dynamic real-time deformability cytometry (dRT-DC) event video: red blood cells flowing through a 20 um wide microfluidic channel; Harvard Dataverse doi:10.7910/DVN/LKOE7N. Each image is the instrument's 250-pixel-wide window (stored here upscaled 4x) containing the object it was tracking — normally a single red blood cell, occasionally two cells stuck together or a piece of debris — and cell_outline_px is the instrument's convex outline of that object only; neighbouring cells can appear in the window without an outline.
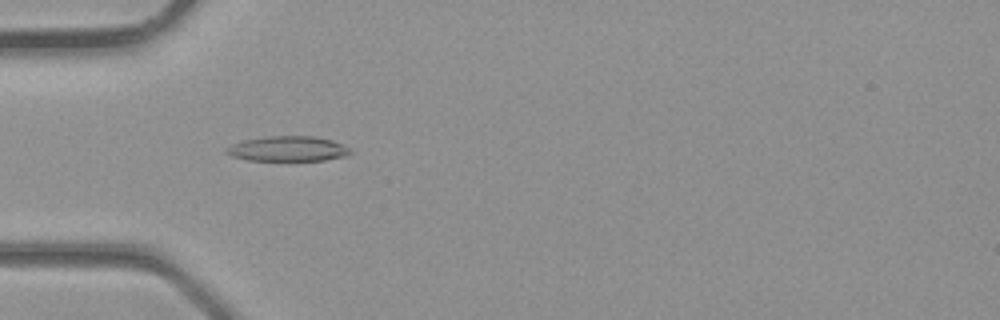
{"species": "common noctule bat (a hibernating species)", "species_latin": "Nyctalus noctula", "temperature_condition": "room temperature", "stored_images_in_passage": 2, "camera_frame_rate_fps": 3000, "um_per_image_px": 0.085, "animal": {"sex": "male", "body_mass_g": 23.1, "forearm_length_mm": 52.7}, "frame": {"image": 1, "passage_image": 2, "time_ms": 0.333, "image_size_px": [1000, 320], "cell_outline_px": [[352, 152], [344, 156], [324, 160], [248, 160], [232, 156], [224, 152], [224, 148], [232, 144], [244, 140], [268, 136], [312, 136], [332, 140], [348, 148]], "centroid_in_image_um": [24.41, 12.64], "position_along_channel_um": 60.6, "area_um2": 17.92}}